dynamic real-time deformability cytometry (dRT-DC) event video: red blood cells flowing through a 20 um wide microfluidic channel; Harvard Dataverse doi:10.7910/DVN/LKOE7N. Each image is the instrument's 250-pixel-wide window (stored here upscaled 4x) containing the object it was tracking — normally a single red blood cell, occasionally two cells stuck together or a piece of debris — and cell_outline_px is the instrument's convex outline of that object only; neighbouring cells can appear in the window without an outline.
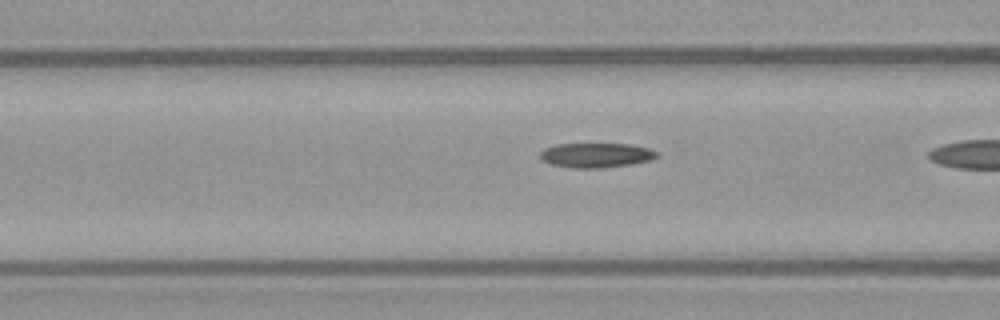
{"species": "common noctule bat (a hibernating species)", "species_latin": "Nyctalus noctula", "temperature_condition": "warm", "stored_images_in_passage": 32, "camera_frame_rate_fps": 3000, "um_per_image_px": 0.085, "animal": {"sex": "female", "body_mass_g": 21.9}, "frame": {"image": 1, "passage_image": 13, "time_ms": 4.0, "image_size_px": [1000, 320], "cell_outline_px": [[660, 156], [652, 160], [632, 164], [600, 168], [572, 168], [552, 164], [540, 160], [540, 152], [544, 148], [556, 144], [628, 144], [648, 148], [660, 152]], "centroid_in_image_um": [50.7, 13.19], "position_along_channel_um": 115.9, "area_um2": 16.94}}
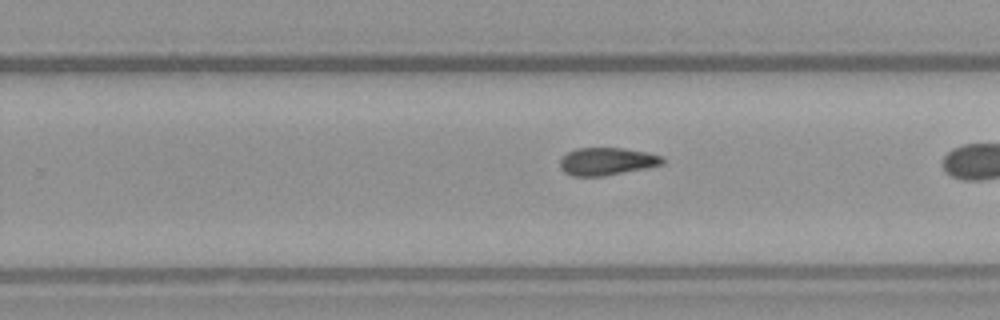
{"frame": {"image": 2, "passage_image": 25, "time_ms": 8.0, "image_size_px": [1000, 320], "cell_outline_px": [[664, 164], [648, 168], [604, 176], [572, 176], [564, 172], [560, 168], [560, 160], [568, 152], [576, 148], [624, 148], [648, 152], [664, 156]], "centroid_in_image_um": [51.62, 13.72], "position_along_channel_um": 278.2, "area_um2": 16.7}}
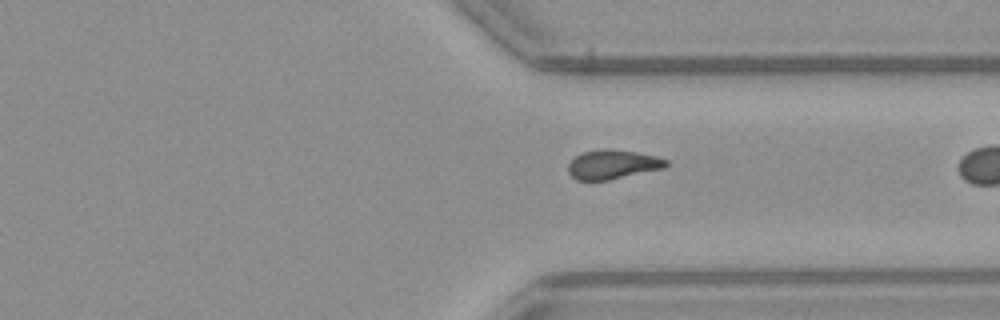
{"frame": {"image": 3, "passage_image": 31, "time_ms": 10.0, "image_size_px": [1000, 320], "cell_outline_px": [[668, 164], [664, 168], [608, 180], [576, 180], [568, 172], [568, 164], [576, 156], [584, 152], [604, 148], [608, 148], [636, 152], [656, 156], [668, 160]], "centroid_in_image_um": [52.08, 13.97], "position_along_channel_um": 359.3, "area_um2": 16.59}}